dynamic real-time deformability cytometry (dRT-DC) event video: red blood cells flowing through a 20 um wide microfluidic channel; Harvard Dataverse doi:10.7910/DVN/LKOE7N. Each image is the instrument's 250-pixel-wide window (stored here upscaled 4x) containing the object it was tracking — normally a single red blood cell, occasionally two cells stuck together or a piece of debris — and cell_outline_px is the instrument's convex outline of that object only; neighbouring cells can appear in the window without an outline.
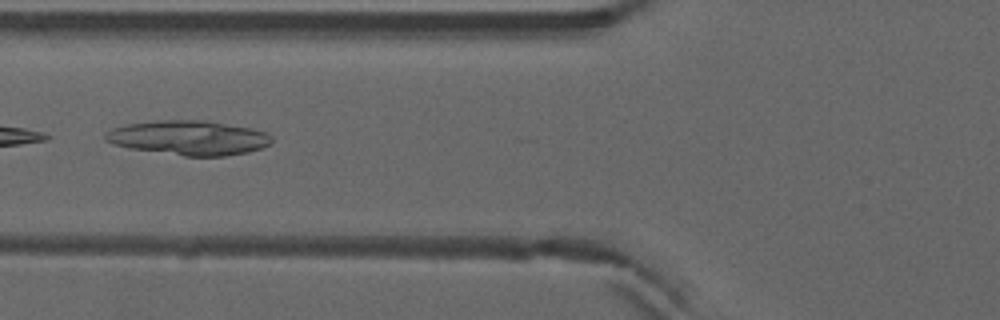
{"species": "common noctule bat (a hibernating species)", "species_latin": "Nyctalus noctula", "temperature_condition": "warm", "stored_images_in_passage": 6, "camera_frame_rate_fps": 3000, "um_per_image_px": 0.085, "animal": {"sex": "male", "forearm_length_mm": 52.5}, "frame": {"image": 1, "passage_image": 5, "time_ms": 1.333, "image_size_px": [1000, 320], "cell_outline_px": [[272, 144], [248, 152], [224, 156], [184, 156], [128, 148], [112, 144], [104, 140], [104, 136], [112, 128], [124, 124], [160, 120], [204, 120], [252, 128], [268, 132], [272, 136]], "centroid_in_image_um": [16.05, 11.71], "position_along_channel_um": 109.8, "area_um2": 33.7}}
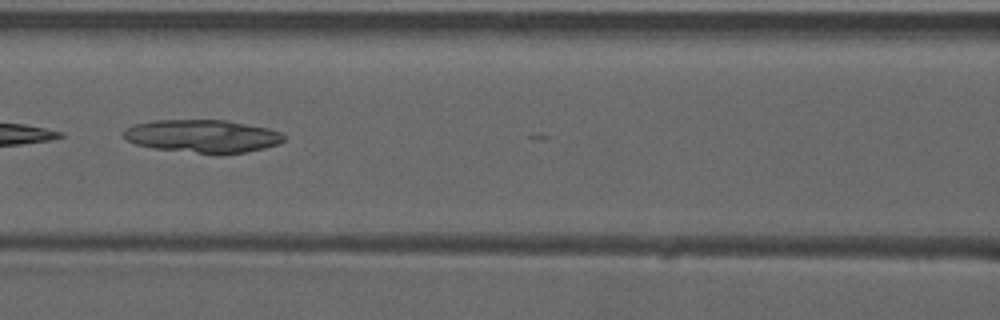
{"frame": {"image": 2, "passage_image": 6, "time_ms": 1.667, "image_size_px": [1000, 320], "cell_outline_px": [[284, 140], [280, 144], [264, 148], [244, 152], [220, 156], [216, 156], [156, 148], [136, 144], [128, 140], [124, 136], [124, 128], [136, 124], [152, 120], [224, 120], [268, 128], [280, 132], [284, 136]], "centroid_in_image_um": [17.24, 11.59], "position_along_channel_um": 149.4, "area_um2": 31.04}}